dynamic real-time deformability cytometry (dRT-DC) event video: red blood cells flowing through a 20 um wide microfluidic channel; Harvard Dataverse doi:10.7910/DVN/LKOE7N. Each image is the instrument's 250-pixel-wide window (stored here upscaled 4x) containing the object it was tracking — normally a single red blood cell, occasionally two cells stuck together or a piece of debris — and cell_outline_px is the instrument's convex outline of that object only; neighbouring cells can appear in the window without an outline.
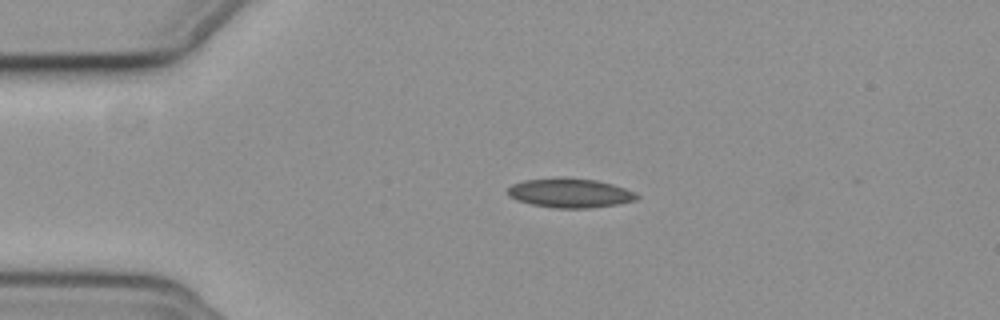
{"species": "common noctule bat (a hibernating species)", "species_latin": "Nyctalus noctula", "temperature_condition": "cold", "stored_images_in_passage": 21, "camera_frame_rate_fps": 3000, "um_per_image_px": 0.085, "animal": {"sex": "female", "body_mass_g": 19.3, "forearm_length_mm": 54.1}, "frame": {"image": 1, "passage_image": 1, "time_ms": 0.0, "image_size_px": [1000, 320], "cell_outline_px": [[640, 196], [636, 200], [616, 204], [588, 208], [556, 208], [532, 204], [516, 200], [508, 196], [508, 188], [512, 184], [524, 180], [560, 176], [564, 176], [596, 180], [612, 184], [636, 192]], "centroid_in_image_um": [48.43, 16.38], "position_along_channel_um": 36.6, "area_um2": 22.25}}
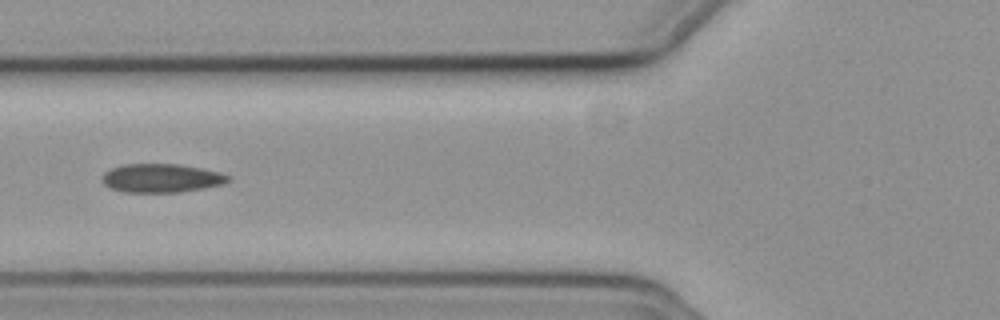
{"frame": {"image": 2, "passage_image": 10, "time_ms": 3.0, "image_size_px": [1000, 320], "cell_outline_px": [[232, 176], [224, 184], [204, 188], [180, 192], [124, 192], [112, 188], [104, 184], [100, 180], [100, 176], [104, 172], [112, 168], [124, 164], [180, 164], [204, 168], [220, 172]], "centroid_in_image_um": [13.72, 15.13], "position_along_channel_um": 112.1, "area_um2": 21.27}}
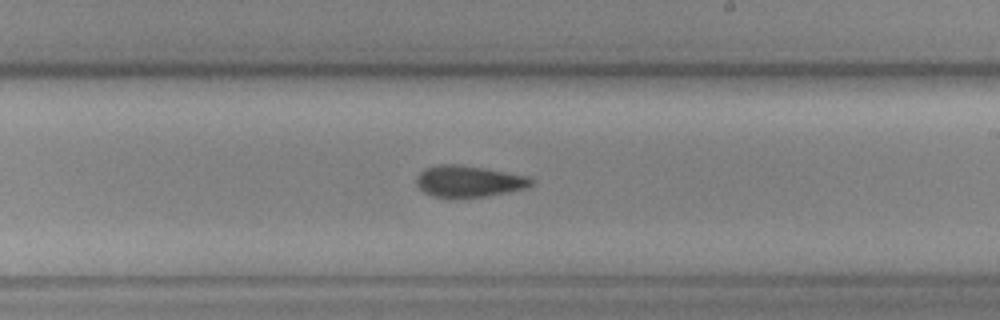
{"frame": {"image": 3, "passage_image": 21, "time_ms": 6.667, "image_size_px": [1000, 320], "cell_outline_px": [[536, 180], [532, 184], [524, 188], [508, 192], [488, 196], [452, 200], [448, 200], [432, 196], [424, 192], [416, 184], [416, 176], [424, 168], [440, 164], [460, 164], [484, 168], [528, 176]], "centroid_in_image_um": [39.8, 15.44], "position_along_channel_um": 249.2, "area_um2": 21.68}}